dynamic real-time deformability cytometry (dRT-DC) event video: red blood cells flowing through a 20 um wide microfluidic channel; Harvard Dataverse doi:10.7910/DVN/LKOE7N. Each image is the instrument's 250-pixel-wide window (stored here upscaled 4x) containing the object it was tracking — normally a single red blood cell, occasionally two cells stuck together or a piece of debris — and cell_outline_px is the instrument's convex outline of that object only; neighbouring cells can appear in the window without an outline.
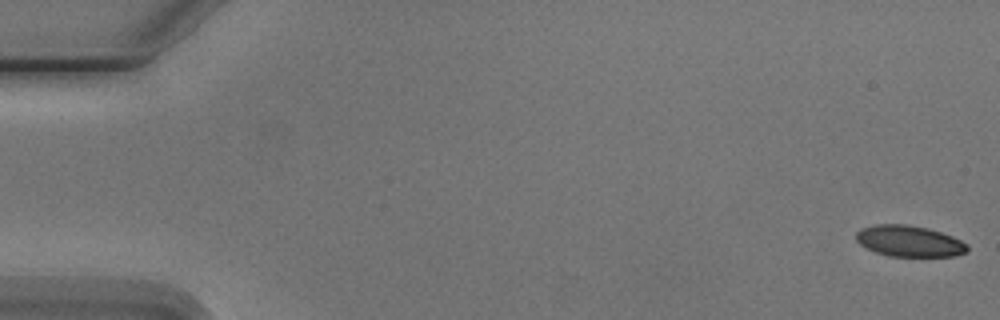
{"species": "Egyptian fruit bat (a non-hibernating species)", "species_latin": "Rousettus aegyptiacus", "temperature_condition": "cold", "stored_images_in_passage": 6, "camera_frame_rate_fps": 3000, "um_per_image_px": 0.085, "animal": {"sex": "male"}, "frame": {"image": 1, "passage_image": 1, "time_ms": 0.0, "image_size_px": [1000, 320], "cell_outline_px": [[968, 252], [956, 256], [888, 256], [876, 252], [860, 244], [856, 240], [856, 232], [860, 228], [872, 224], [908, 224], [928, 228], [952, 236], [968, 244]], "centroid_in_image_um": [77.28, 20.48], "position_along_channel_um": 7.7, "area_um2": 20.35}}
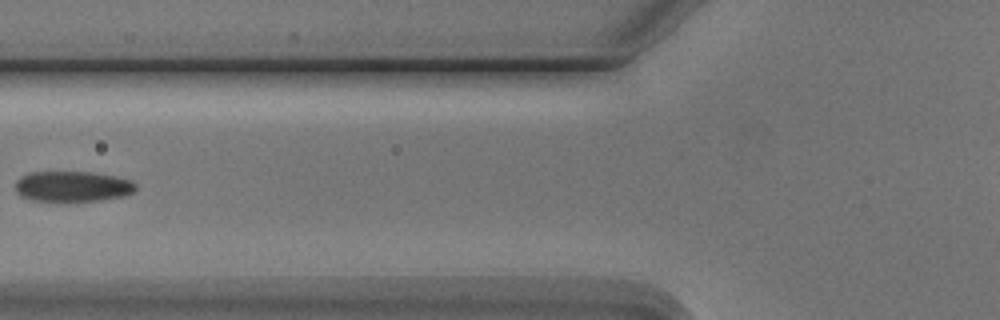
{"frame": {"image": 2, "passage_image": 6, "time_ms": 7.0, "image_size_px": [1000, 320], "cell_outline_px": [[136, 188], [132, 192], [124, 196], [100, 200], [64, 204], [32, 200], [20, 196], [16, 192], [16, 180], [20, 176], [32, 172], [96, 172], [116, 176], [132, 180], [136, 184]], "centroid_in_image_um": [6.15, 15.88], "position_along_channel_um": 119.7, "area_um2": 22.31}}